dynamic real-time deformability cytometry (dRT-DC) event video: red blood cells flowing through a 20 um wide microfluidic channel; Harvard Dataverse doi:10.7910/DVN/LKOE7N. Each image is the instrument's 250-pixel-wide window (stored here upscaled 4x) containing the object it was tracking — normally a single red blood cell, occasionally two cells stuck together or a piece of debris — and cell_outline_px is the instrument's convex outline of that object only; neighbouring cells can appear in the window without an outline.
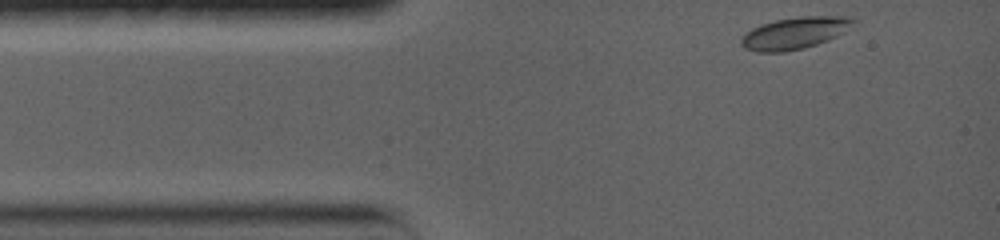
{"species": "common noctule bat (a hibernating species)", "species_latin": "Nyctalus noctula", "temperature_condition": "warm", "stored_images_in_passage": 21, "camera_frame_rate_fps": 5000, "um_per_image_px": 0.085, "animal": {"sex": "female", "body_mass_g": 19.0, "forearm_length_mm": 56.7}, "frame": {"image": 1, "passage_image": 1, "time_ms": 0.0, "image_size_px": [1000, 240], "cell_outline_px": [[856, 20], [844, 32], [828, 40], [804, 48], [784, 52], [756, 52], [744, 48], [740, 44], [740, 40], [752, 28], [760, 24], [776, 20], [800, 16], [848, 16]], "centroid_in_image_um": [67.53, 2.81], "position_along_channel_um": 17.5, "area_um2": 20.75}}
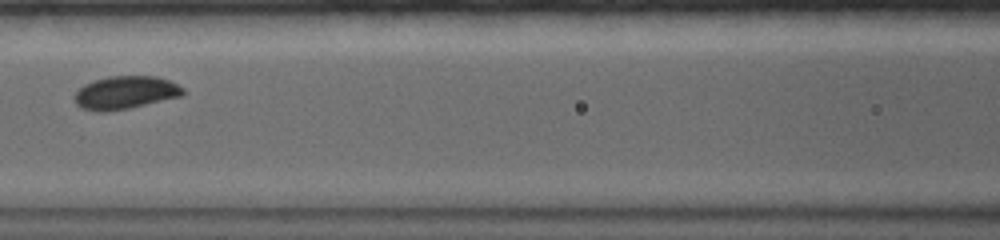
{"frame": {"image": 2, "passage_image": 9, "time_ms": 5.0, "image_size_px": [1000, 240], "cell_outline_px": [[184, 92], [180, 96], [128, 108], [104, 112], [100, 112], [80, 108], [76, 104], [72, 96], [84, 84], [108, 76], [156, 76], [168, 80], [184, 88]], "centroid_in_image_um": [10.6, 7.87], "position_along_channel_um": 156.0, "area_um2": 20.69}}
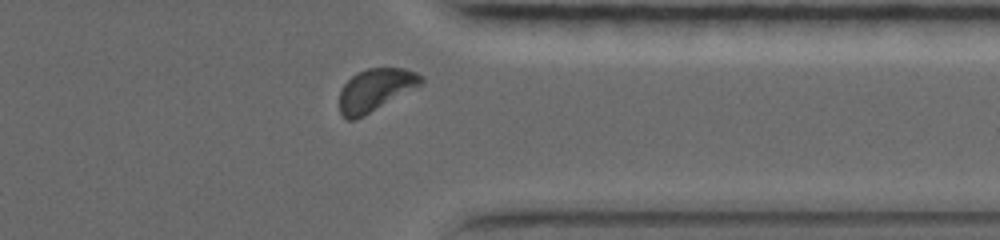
{"frame": {"image": 3, "passage_image": 19, "time_ms": 11.2, "image_size_px": [1000, 240], "cell_outline_px": [[424, 84], [364, 116], [356, 120], [348, 120], [340, 112], [340, 92], [344, 84], [356, 72], [368, 68], [404, 68], [416, 72], [424, 76]], "centroid_in_image_um": [31.95, 7.64], "position_along_channel_um": 379.4, "area_um2": 20.4}, "authors_computed_cell_mechanics": {"area_um2": 20.4034, "velocity_mm_per_s": 3.6338, "shape_relaxation_time_tau1_ms": 2.5522, "shape_relaxation_time_tau2_ms": null, "deformation_change_tau1": 0.102, "deformation_change_tau2": null}}